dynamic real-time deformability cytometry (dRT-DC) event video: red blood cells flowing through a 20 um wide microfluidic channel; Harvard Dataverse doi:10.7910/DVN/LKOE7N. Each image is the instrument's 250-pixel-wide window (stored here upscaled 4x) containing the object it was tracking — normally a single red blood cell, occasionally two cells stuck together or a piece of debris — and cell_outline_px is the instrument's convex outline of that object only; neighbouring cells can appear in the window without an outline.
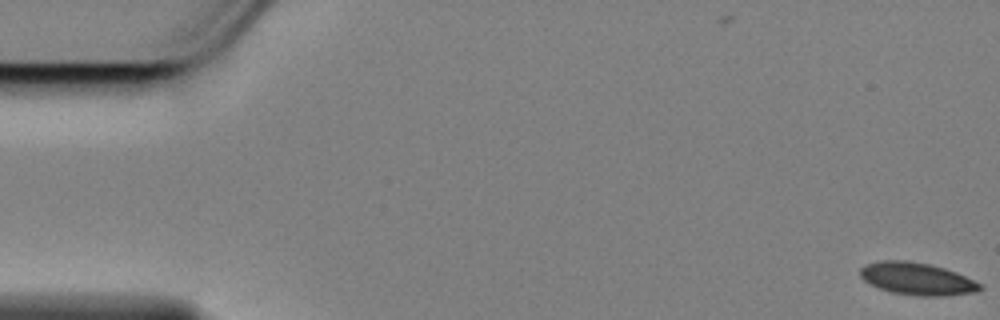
{"species": "Egyptian fruit bat (a non-hibernating species)", "species_latin": "Rousettus aegyptiacus", "temperature_condition": "cold", "stored_images_in_passage": 59, "camera_frame_rate_fps": 3000, "um_per_image_px": 0.085, "animal": {"sex": "female"}, "frame": {"image": 1, "passage_image": 1, "time_ms": 0.0, "image_size_px": [1000, 320], "cell_outline_px": [[984, 288], [976, 292], [940, 296], [916, 296], [892, 292], [880, 288], [864, 280], [860, 276], [860, 268], [864, 264], [880, 260], [904, 260], [928, 264], [944, 268], [956, 272], [984, 284]], "centroid_in_image_um": [77.97, 23.69], "position_along_channel_um": 7.0, "area_um2": 22.66}}
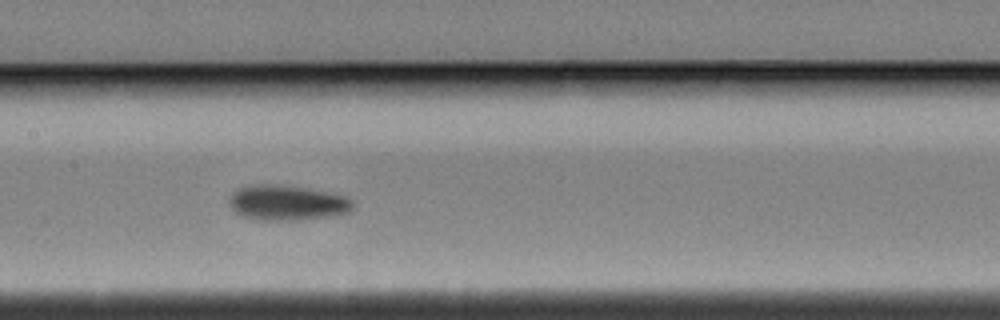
{"frame": {"image": 2, "passage_image": 28, "time_ms": 9.0, "image_size_px": [1000, 320], "cell_outline_px": [[356, 204], [348, 212], [340, 216], [296, 220], [256, 220], [244, 216], [236, 212], [228, 204], [228, 200], [232, 192], [240, 188], [264, 184], [268, 184], [304, 188], [348, 196]], "centroid_in_image_um": [24.46, 17.26], "position_along_channel_um": 182.9, "area_um2": 25.37}}
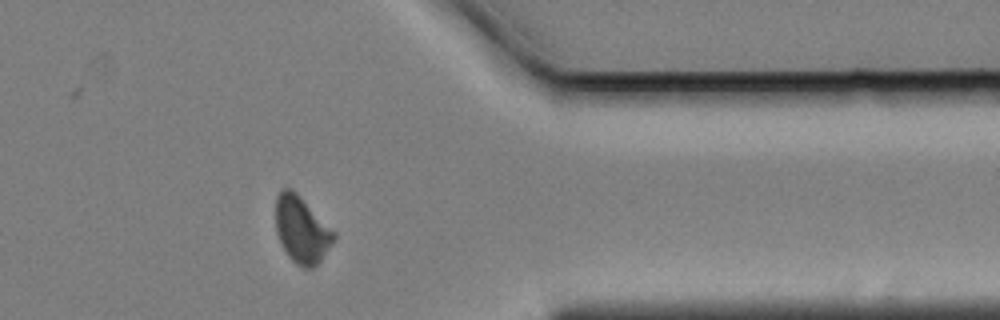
{"frame": {"image": 3, "passage_image": 47, "time_ms": 15.333, "image_size_px": [1000, 320], "cell_outline_px": [[336, 236], [332, 244], [320, 260], [312, 268], [304, 268], [296, 264], [288, 256], [280, 244], [276, 232], [276, 196], [284, 188], [292, 188], [336, 232]], "centroid_in_image_um": [25.63, 19.52], "position_along_channel_um": 385.8, "area_um2": 22.54}, "authors_computed_cell_mechanics": {"area_um2": 23.2356, "velocity_mm_per_s": 3.4397, "shape_relaxation_time_tau1_ms": 3.2623, "shape_relaxation_time_tau2_ms": null, "deformation_change_tau1": 0.0962, "deformation_change_tau2": null}}